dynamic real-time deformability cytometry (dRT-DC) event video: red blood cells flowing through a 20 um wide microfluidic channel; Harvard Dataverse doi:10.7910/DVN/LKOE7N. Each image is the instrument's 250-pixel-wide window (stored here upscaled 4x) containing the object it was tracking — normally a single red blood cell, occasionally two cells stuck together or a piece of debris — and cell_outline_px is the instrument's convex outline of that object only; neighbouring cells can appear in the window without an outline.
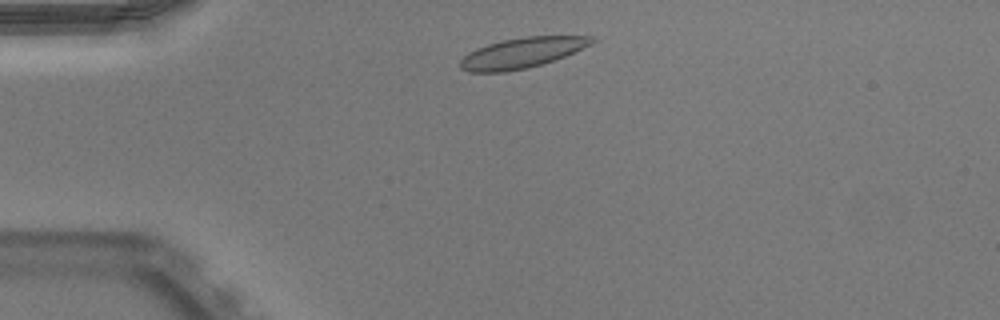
{"species": "Egyptian fruit bat (a non-hibernating species)", "species_latin": "Rousettus aegyptiacus", "temperature_condition": "warm", "stored_images_in_passage": 42, "camera_frame_rate_fps": 3000, "um_per_image_px": 0.085, "animal": {"sex": "male"}, "frame": {"image": 1, "passage_image": 3, "time_ms": 0.667, "image_size_px": [1000, 320], "cell_outline_px": [[596, 40], [592, 44], [564, 56], [540, 64], [524, 68], [504, 72], [468, 72], [460, 68], [460, 60], [468, 52], [476, 48], [488, 44], [504, 40], [524, 36], [592, 36]], "centroid_in_image_um": [44.34, 4.48], "position_along_channel_um": 40.7, "area_um2": 23.0}}
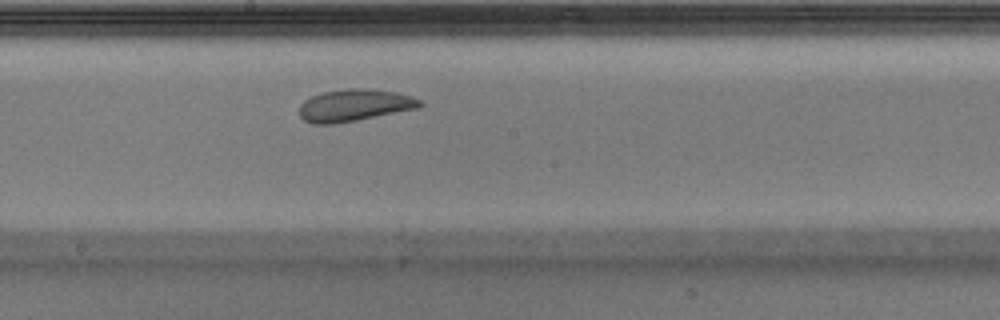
{"frame": {"image": 2, "passage_image": 19, "time_ms": 6.0, "image_size_px": [1000, 320], "cell_outline_px": [[424, 104], [420, 108], [356, 120], [332, 124], [312, 124], [304, 120], [300, 116], [300, 104], [304, 100], [312, 96], [324, 92], [344, 88], [368, 88], [396, 92], [412, 96], [420, 100]], "centroid_in_image_um": [30.14, 8.94], "position_along_channel_um": 218.1, "area_um2": 22.6}}
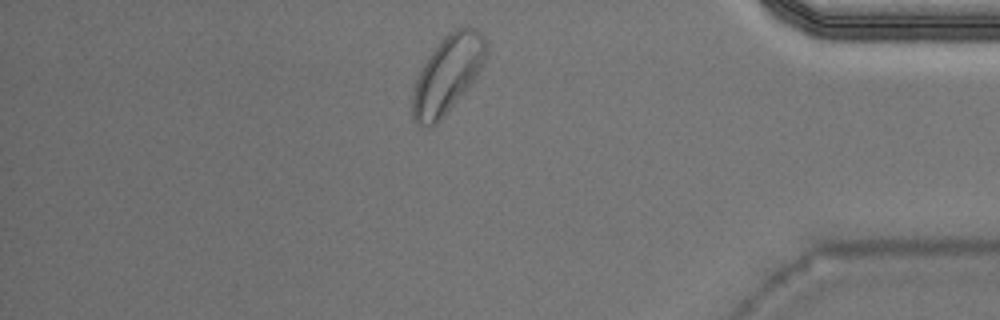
{"frame": {"image": 3, "passage_image": 35, "time_ms": 11.333, "image_size_px": [1000, 320], "cell_outline_px": [[488, 52], [484, 64], [476, 76], [440, 120], [436, 124], [428, 128], [420, 124], [412, 116], [412, 92], [416, 80], [428, 56], [444, 36], [448, 32], [464, 24], [468, 24], [476, 28], [488, 40]], "centroid_in_image_um": [38.08, 6.24], "position_along_channel_um": 397.1, "area_um2": 33.18}, "authors_computed_cell_mechanics": {"area_um2": 23.1489, "velocity_mm_per_s": 3.907, "shape_relaxation_time_tau1_ms": 3.1733, "shape_relaxation_time_tau2_ms": 2.3164, "deformation_change_tau1": 0.0979, "deformation_change_tau2": 0.0362}}